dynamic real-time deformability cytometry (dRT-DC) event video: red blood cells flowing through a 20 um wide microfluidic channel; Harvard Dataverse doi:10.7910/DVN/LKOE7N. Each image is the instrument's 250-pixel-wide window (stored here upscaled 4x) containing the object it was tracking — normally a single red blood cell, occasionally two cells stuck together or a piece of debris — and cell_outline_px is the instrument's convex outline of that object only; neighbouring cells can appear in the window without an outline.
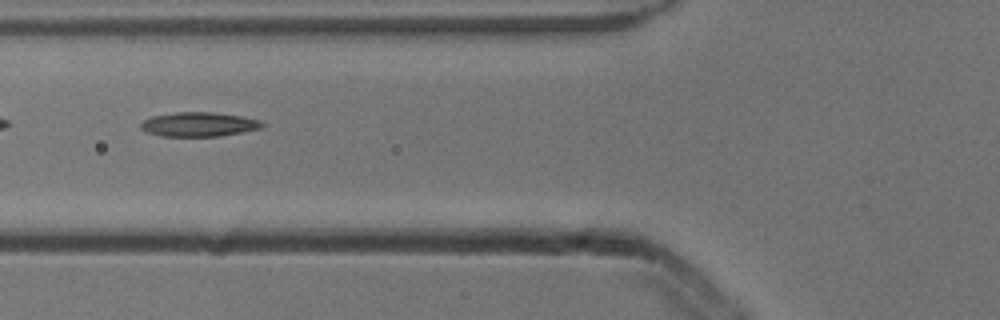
{"species": "common noctule bat (a hibernating species)", "species_latin": "Nyctalus noctula", "temperature_condition": "cold", "stored_images_in_passage": 6, "segment_of_instrument_passage": [2, 2], "camera_frame_rate_fps": 3000, "um_per_image_px": 0.085, "animal": {"sex": "male", "body_mass_g": 13.3}, "frame": {"image": 1, "passage_image": 3, "time_ms": 0.667, "image_size_px": [1000, 320], "cell_outline_px": [[264, 124], [260, 128], [220, 136], [160, 136], [148, 132], [140, 128], [140, 124], [144, 120], [152, 116], [176, 112], [212, 112], [244, 116], [260, 120]], "centroid_in_image_um": [16.89, 10.56], "position_along_channel_um": 108.9, "area_um2": 17.11}}
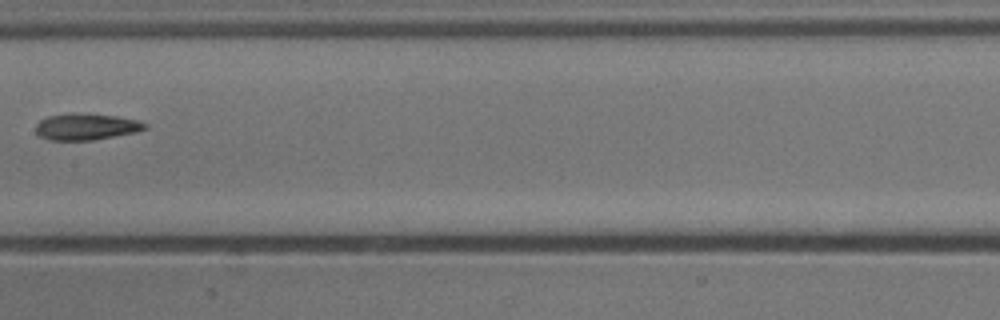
{"frame": {"image": 2, "passage_image": 5, "time_ms": 1.333, "image_size_px": [1000, 320], "cell_outline_px": [[148, 128], [136, 132], [92, 140], [48, 140], [40, 136], [36, 132], [36, 124], [40, 120], [48, 116], [116, 116], [140, 120], [148, 124]], "centroid_in_image_um": [7.38, 10.82], "position_along_channel_um": 200.0, "area_um2": 16.01}}
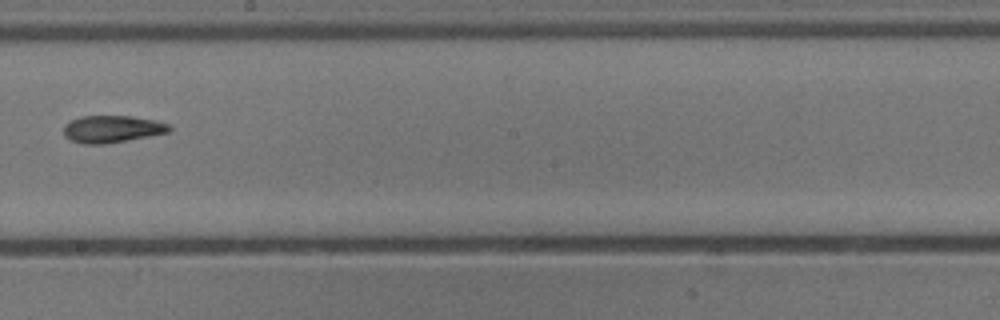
{"frame": {"image": 3, "passage_image": 6, "time_ms": 1.667, "image_size_px": [1000, 320], "cell_outline_px": [[172, 132], [128, 140], [104, 144], [84, 144], [72, 140], [64, 136], [64, 124], [80, 116], [132, 116], [156, 120], [172, 124]], "centroid_in_image_um": [9.59, 10.96], "position_along_channel_um": 238.6, "area_um2": 16.94}}